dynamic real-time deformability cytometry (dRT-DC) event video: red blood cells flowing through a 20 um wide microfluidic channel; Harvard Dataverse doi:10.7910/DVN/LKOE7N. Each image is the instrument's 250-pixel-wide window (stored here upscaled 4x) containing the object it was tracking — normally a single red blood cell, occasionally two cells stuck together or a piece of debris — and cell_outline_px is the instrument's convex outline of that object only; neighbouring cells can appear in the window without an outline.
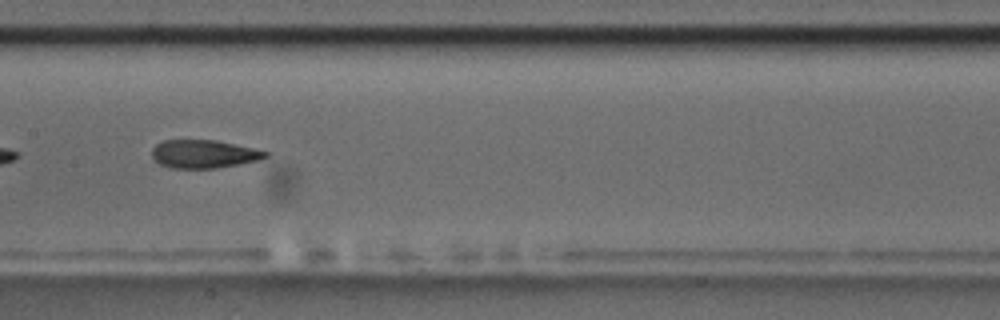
{"species": "common noctule bat (a hibernating species)", "species_latin": "Nyctalus noctula", "temperature_condition": "room temperature", "stored_images_in_passage": 37, "camera_frame_rate_fps": 3000, "um_per_image_px": 0.085, "animal": {"sex": "male", "body_mass_g": 17.5, "forearm_length_mm": 52.3}, "frame": {"image": 1, "passage_image": 27, "time_ms": 8.667, "image_size_px": [1000, 320], "cell_outline_px": [[268, 156], [260, 160], [212, 168], [172, 168], [160, 164], [152, 156], [152, 148], [156, 144], [164, 140], [216, 140], [252, 148], [268, 152]], "centroid_in_image_um": [17.3, 13.08], "position_along_channel_um": 190.1, "area_um2": 18.38}}